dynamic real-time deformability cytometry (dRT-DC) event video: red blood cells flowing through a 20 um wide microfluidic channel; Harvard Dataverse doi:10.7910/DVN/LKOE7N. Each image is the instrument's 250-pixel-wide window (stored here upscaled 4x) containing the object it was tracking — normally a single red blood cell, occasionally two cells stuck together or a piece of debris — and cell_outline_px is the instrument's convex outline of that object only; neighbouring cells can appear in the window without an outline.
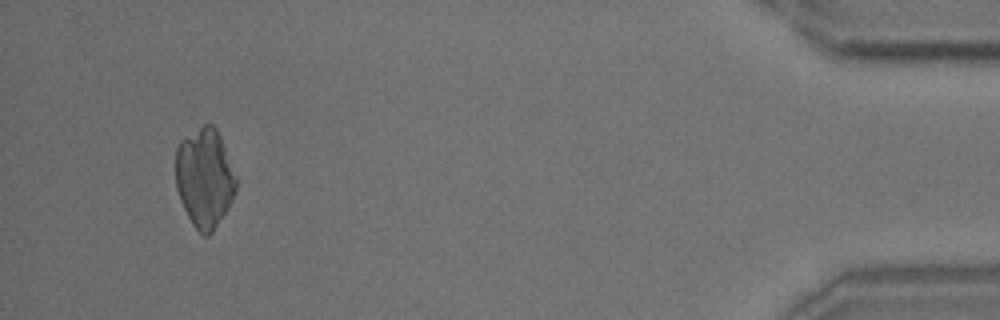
{"species": "common noctule bat (a hibernating species)", "species_latin": "Nyctalus noctula", "temperature_condition": "room temperature", "stored_images_in_passage": 55, "camera_frame_rate_fps": 3000, "um_per_image_px": 0.085, "animal": {"sex": "male", "body_mass_g": 18.8}, "frame": {"image": 1, "passage_image": 52, "time_ms": 17.0, "image_size_px": [1000, 320], "cell_outline_px": [[236, 192], [228, 208], [212, 232], [208, 236], [204, 236], [192, 224], [180, 200], [176, 188], [176, 148], [180, 140], [204, 124], [212, 124], [216, 128], [220, 136], [236, 176]], "centroid_in_image_um": [17.38, 15.12], "position_along_channel_um": 417.8, "area_um2": 34.8}}